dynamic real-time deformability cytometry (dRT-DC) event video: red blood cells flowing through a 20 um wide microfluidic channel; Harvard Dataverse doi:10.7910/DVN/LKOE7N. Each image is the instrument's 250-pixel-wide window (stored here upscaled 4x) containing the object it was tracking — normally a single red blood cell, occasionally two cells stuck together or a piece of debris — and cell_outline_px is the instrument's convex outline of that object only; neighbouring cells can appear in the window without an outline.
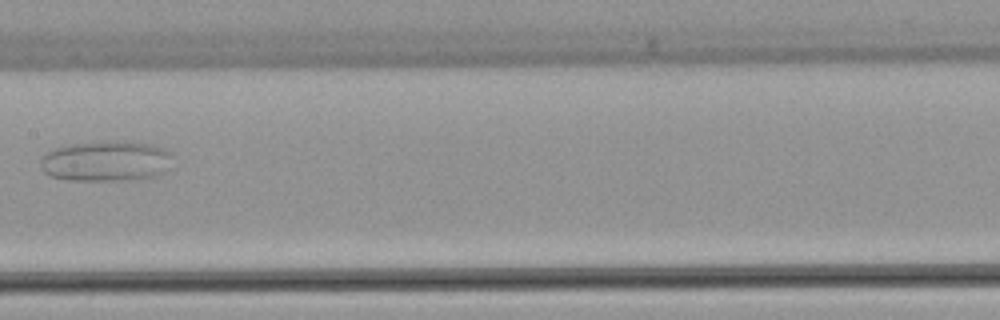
{"species": "common noctule bat (a hibernating species)", "species_latin": "Nyctalus noctula", "temperature_condition": "warm", "stored_images_in_passage": 7, "camera_frame_rate_fps": 3000, "um_per_image_px": 0.085, "animal": {"sex": "female", "body_mass_g": 22.7, "forearm_length_mm": 54.2}, "frame": {"image": 1, "passage_image": 7, "time_ms": 8.0, "image_size_px": [1000, 320], "cell_outline_px": [[172, 156], [160, 172], [156, 176], [128, 180], [68, 180], [48, 176], [40, 168], [40, 160], [48, 152], [56, 148], [72, 144], [108, 140], [116, 140], [148, 144], [164, 148], [172, 152]], "centroid_in_image_um": [8.95, 13.69], "position_along_channel_um": 198.5, "area_um2": 30.98}}